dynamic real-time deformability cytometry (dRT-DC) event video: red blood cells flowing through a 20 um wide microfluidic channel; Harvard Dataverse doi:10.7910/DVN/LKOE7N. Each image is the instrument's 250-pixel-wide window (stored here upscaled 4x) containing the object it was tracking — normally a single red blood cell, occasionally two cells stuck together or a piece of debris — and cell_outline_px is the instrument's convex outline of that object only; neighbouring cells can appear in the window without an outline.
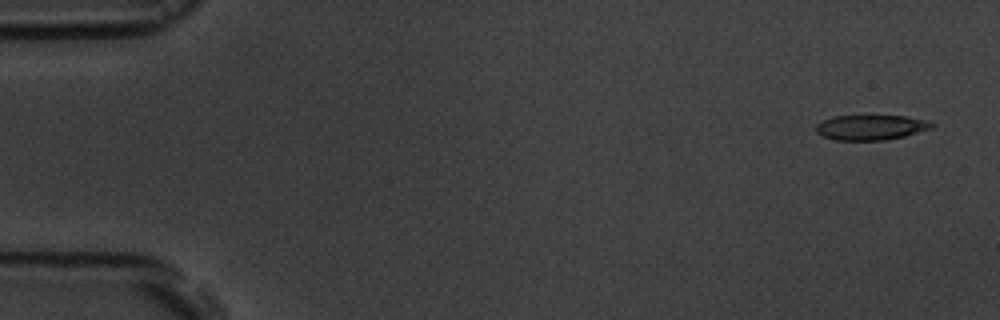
{"species": "common noctule bat (a hibernating species)", "species_latin": "Nyctalus noctula", "temperature_condition": "room temperature", "stored_images_in_passage": 5, "camera_frame_rate_fps": 3000, "um_per_image_px": 0.085, "animal": {"sex": "male", "body_mass_g": 19.5, "forearm_length_mm": 54.6}, "frame": {"image": 1, "passage_image": 1, "time_ms": 0.0, "image_size_px": [1000, 320], "cell_outline_px": [[936, 124], [932, 128], [904, 136], [884, 140], [836, 140], [824, 136], [816, 132], [816, 124], [832, 116], [904, 116], [924, 120]], "centroid_in_image_um": [74.01, 10.83], "position_along_channel_um": 11.0, "area_um2": 16.7}}
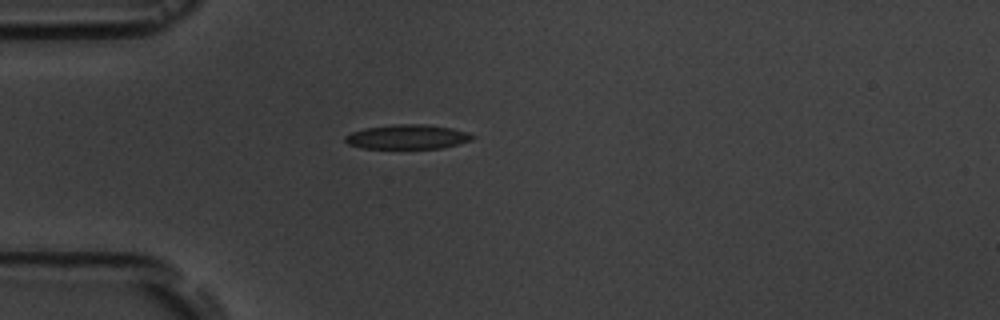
{"frame": {"image": 2, "passage_image": 4, "time_ms": 4.333, "image_size_px": [1000, 320], "cell_outline_px": [[476, 136], [472, 140], [440, 148], [364, 148], [348, 144], [344, 140], [344, 136], [352, 132], [364, 128], [392, 124], [424, 124], [452, 128], [468, 132]], "centroid_in_image_um": [34.62, 11.62], "position_along_channel_um": 50.4, "area_um2": 18.09}}